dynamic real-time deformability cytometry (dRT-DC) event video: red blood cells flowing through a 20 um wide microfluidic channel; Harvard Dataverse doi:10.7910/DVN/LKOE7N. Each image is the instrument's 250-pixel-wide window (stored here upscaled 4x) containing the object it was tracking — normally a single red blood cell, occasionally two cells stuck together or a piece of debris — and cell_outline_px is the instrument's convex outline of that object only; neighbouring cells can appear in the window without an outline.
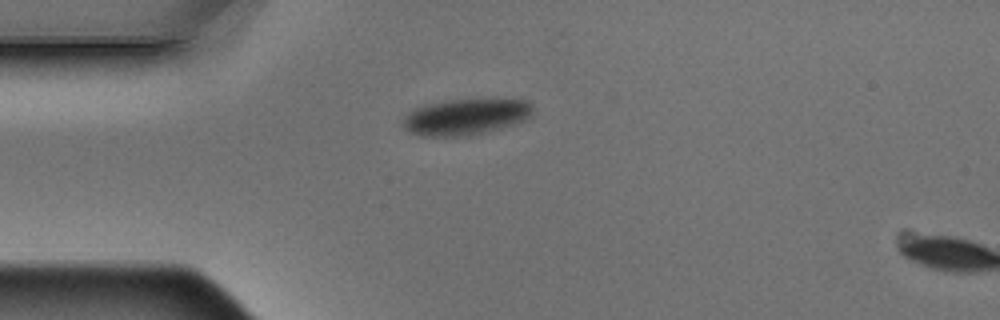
{"species": "Egyptian fruit bat (a non-hibernating species)", "species_latin": "Rousettus aegyptiacus", "temperature_condition": "warm", "stored_images_in_passage": 2, "camera_frame_rate_fps": 3000, "um_per_image_px": 0.085, "animal": {"sex": "male"}, "frame": {"image": 1, "passage_image": 1, "time_ms": 0.0, "image_size_px": [1000, 320], "cell_outline_px": [[532, 116], [516, 124], [468, 136], [420, 136], [404, 128], [404, 116], [408, 112], [424, 104], [452, 100], [496, 96], [528, 100], [532, 104]], "centroid_in_image_um": [39.68, 9.88], "position_along_channel_um": 45.3, "area_um2": 28.21}}